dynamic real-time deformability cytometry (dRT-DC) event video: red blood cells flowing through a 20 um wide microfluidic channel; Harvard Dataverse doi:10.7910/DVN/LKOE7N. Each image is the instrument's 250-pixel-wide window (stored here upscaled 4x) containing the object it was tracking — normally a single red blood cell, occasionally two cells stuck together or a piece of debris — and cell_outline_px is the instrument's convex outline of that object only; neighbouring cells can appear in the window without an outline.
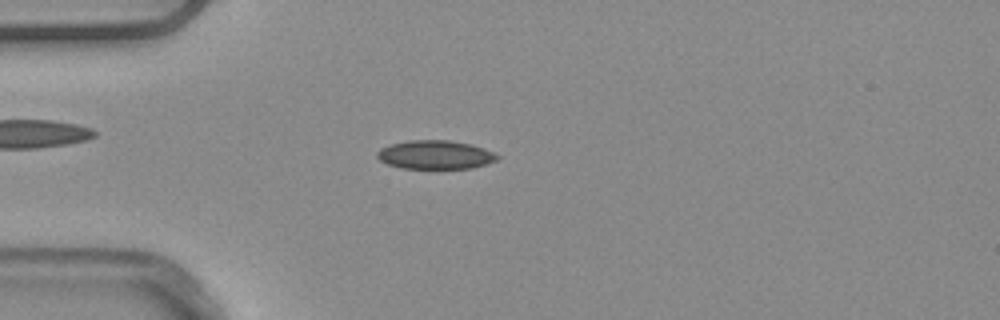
{"species": "common noctule bat (a hibernating species)", "species_latin": "Nyctalus noctula", "temperature_condition": "warm", "stored_images_in_passage": 5, "camera_frame_rate_fps": 3000, "um_per_image_px": 0.085, "animal": {"sex": "male", "body_mass_g": 20.4}, "frame": {"image": 1, "passage_image": 5, "time_ms": 1.333, "image_size_px": [1000, 320], "cell_outline_px": [[500, 156], [496, 160], [472, 168], [404, 168], [388, 164], [380, 160], [376, 156], [376, 152], [380, 148], [392, 144], [408, 140], [448, 140], [472, 144], [484, 148]], "centroid_in_image_um": [36.98, 13.14], "position_along_channel_um": 48.0, "area_um2": 19.94}}